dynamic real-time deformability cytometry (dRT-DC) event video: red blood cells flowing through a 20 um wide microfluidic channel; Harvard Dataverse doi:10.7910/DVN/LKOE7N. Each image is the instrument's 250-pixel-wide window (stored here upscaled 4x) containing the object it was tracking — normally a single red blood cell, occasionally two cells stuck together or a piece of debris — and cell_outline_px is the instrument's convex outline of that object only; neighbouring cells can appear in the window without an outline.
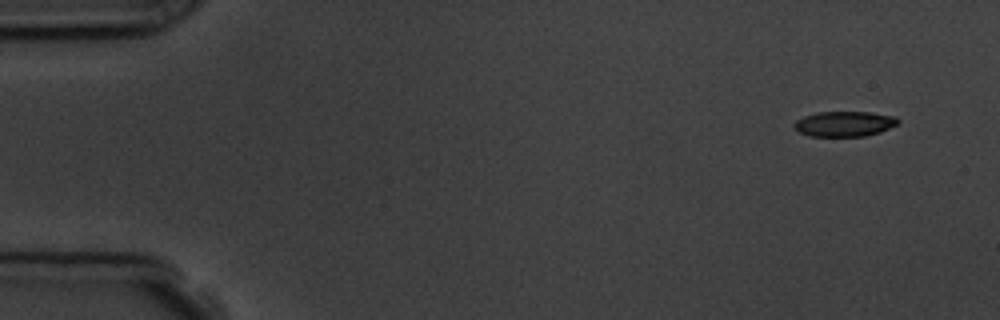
{"species": "common noctule bat (a hibernating species)", "species_latin": "Nyctalus noctula", "temperature_condition": "room temperature", "stored_images_in_passage": 5, "camera_frame_rate_fps": 3000, "um_per_image_px": 0.085, "animal": {"sex": "male", "body_mass_g": 19.5, "forearm_length_mm": 54.6}, "frame": {"image": 1, "passage_image": 1, "time_ms": 0.0, "image_size_px": [1000, 320], "cell_outline_px": [[900, 120], [896, 124], [880, 132], [864, 136], [808, 136], [800, 132], [792, 124], [796, 120], [804, 116], [816, 112], [868, 112], [896, 116]], "centroid_in_image_um": [71.76, 10.52], "position_along_channel_um": 13.2, "area_um2": 15.2}}
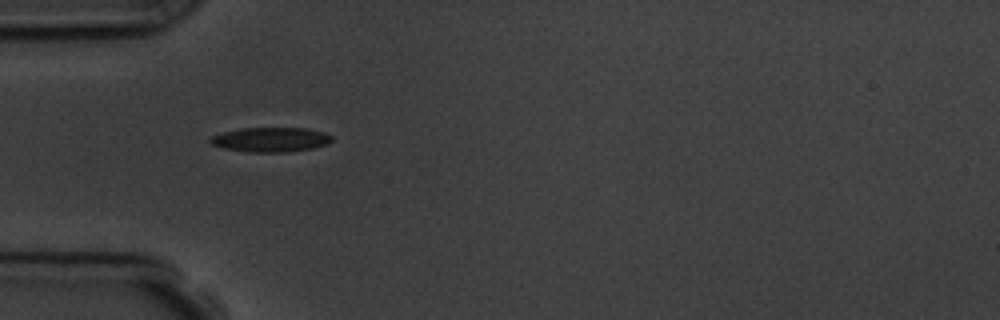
{"frame": {"image": 2, "passage_image": 4, "time_ms": 4.333, "image_size_px": [1000, 320], "cell_outline_px": [[332, 140], [328, 144], [312, 148], [288, 152], [248, 152], [224, 148], [212, 144], [208, 140], [212, 136], [224, 132], [240, 128], [308, 128], [324, 132], [332, 136]], "centroid_in_image_um": [23.03, 11.86], "position_along_channel_um": 62.0, "area_um2": 17.4}}